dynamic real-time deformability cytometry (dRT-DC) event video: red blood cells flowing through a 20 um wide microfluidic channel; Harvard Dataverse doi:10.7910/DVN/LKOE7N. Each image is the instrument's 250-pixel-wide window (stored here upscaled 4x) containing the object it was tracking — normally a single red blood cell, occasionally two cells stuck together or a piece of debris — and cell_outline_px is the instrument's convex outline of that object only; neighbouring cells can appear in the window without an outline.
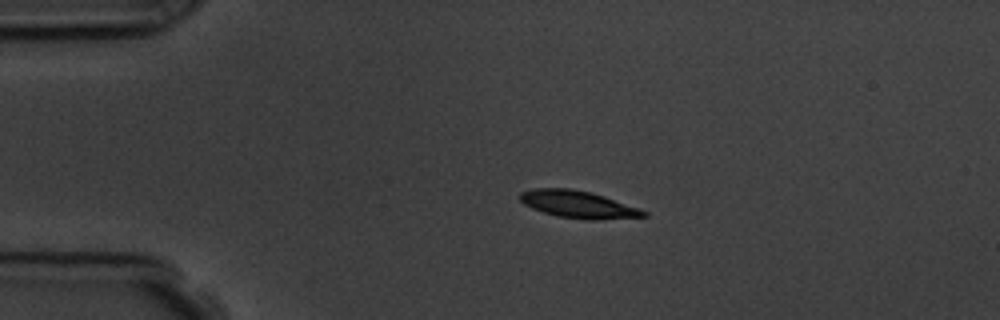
{"species": "common noctule bat (a hibernating species)", "species_latin": "Nyctalus noctula", "temperature_condition": "room temperature", "stored_images_in_passage": 45, "camera_frame_rate_fps": 3000, "um_per_image_px": 0.085, "animal": {"sex": "male", "body_mass_g": 19.5, "forearm_length_mm": 54.6}, "frame": {"image": 1, "passage_image": 1, "time_ms": 0.0, "image_size_px": [1000, 320], "cell_outline_px": [[648, 216], [596, 220], [584, 220], [556, 216], [532, 208], [524, 204], [520, 200], [520, 192], [532, 188], [572, 188], [592, 192], [640, 208], [648, 212]], "centroid_in_image_um": [49.15, 17.37], "position_along_channel_um": 35.8, "area_um2": 19.83}}
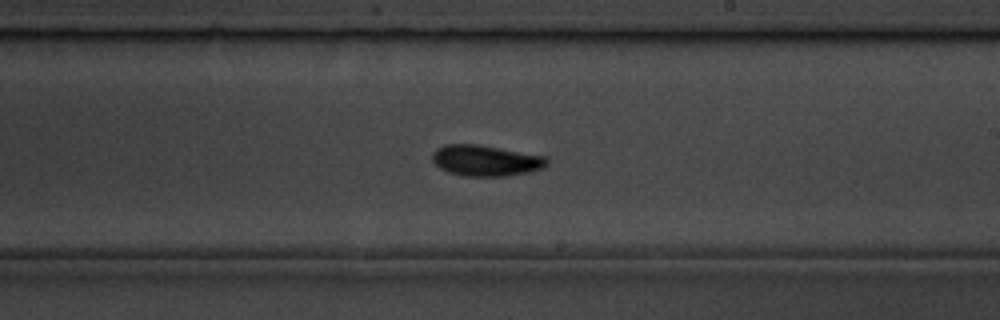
{"frame": {"image": 2, "passage_image": 22, "time_ms": 7.0, "image_size_px": [1000, 320], "cell_outline_px": [[548, 164], [544, 168], [528, 172], [504, 176], [460, 176], [448, 172], [440, 168], [432, 160], [432, 152], [436, 148], [444, 144], [476, 144], [544, 156], [548, 160]], "centroid_in_image_um": [41.25, 13.65], "position_along_channel_um": 247.8, "area_um2": 20.63}}
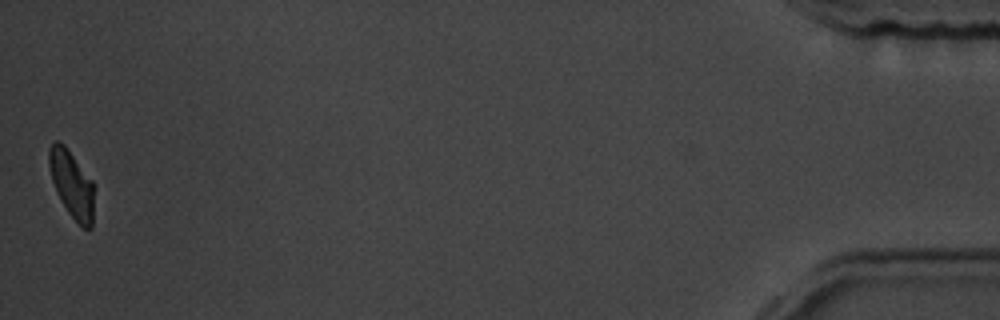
{"frame": {"image": 3, "passage_image": 45, "time_ms": 14.667, "image_size_px": [1000, 320], "cell_outline_px": [[92, 228], [84, 228], [68, 212], [56, 192], [52, 180], [48, 164], [48, 152], [52, 144], [56, 140], [64, 144], [92, 180]], "centroid_in_image_um": [6.06, 15.62], "position_along_channel_um": 429.1, "area_um2": 17.11}, "authors_computed_cell_mechanics": {"area_um2": 19.8254, "velocity_mm_per_s": 3.6051, "shape_relaxation_time_tau1_ms": 3.0683, "shape_relaxation_time_tau2_ms": 3.0581, "deformation_change_tau1": 0.1266, "deformation_change_tau2": 0.0701}}